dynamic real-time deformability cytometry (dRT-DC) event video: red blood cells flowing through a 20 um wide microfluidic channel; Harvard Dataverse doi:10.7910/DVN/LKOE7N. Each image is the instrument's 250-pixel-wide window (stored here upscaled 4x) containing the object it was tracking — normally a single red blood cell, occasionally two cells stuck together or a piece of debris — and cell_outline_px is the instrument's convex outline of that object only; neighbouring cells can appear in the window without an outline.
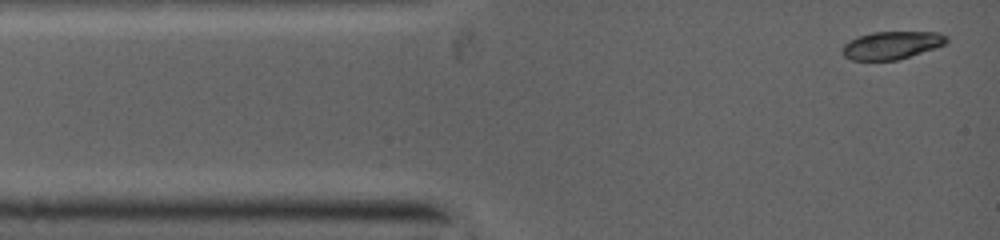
{"species": "common noctule bat (a hibernating species)", "species_latin": "Nyctalus noctula", "temperature_condition": "warm", "stored_images_in_passage": 48, "camera_frame_rate_fps": 5000, "um_per_image_px": 0.085, "animal": {"sex": "female", "body_mass_g": 19.0, "forearm_length_mm": 53.3}, "frame": {"image": 1, "passage_image": 1, "time_ms": 0.0, "image_size_px": [1000, 240], "cell_outline_px": [[948, 40], [944, 44], [896, 60], [852, 60], [844, 56], [840, 52], [840, 48], [844, 44], [860, 36], [872, 32], [936, 32], [948, 36]], "centroid_in_image_um": [75.74, 3.84], "position_along_channel_um": 9.3, "area_um2": 16.59}}
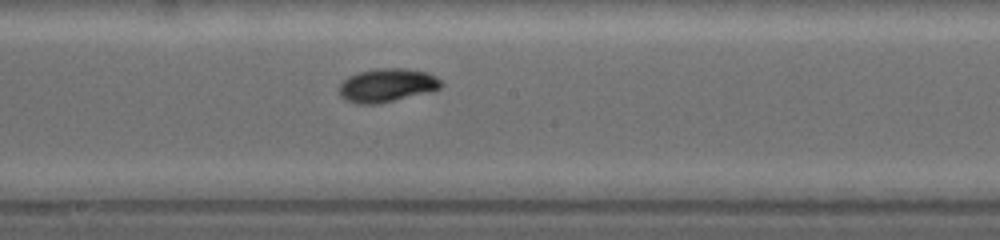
{"frame": {"image": 2, "passage_image": 28, "time_ms": 5.8, "image_size_px": [1000, 240], "cell_outline_px": [[444, 84], [440, 88], [376, 104], [364, 104], [348, 100], [340, 96], [340, 84], [344, 80], [360, 72], [384, 68], [400, 68], [424, 72], [440, 80]], "centroid_in_image_um": [32.87, 7.24], "position_along_channel_um": 215.3, "area_um2": 18.9}}
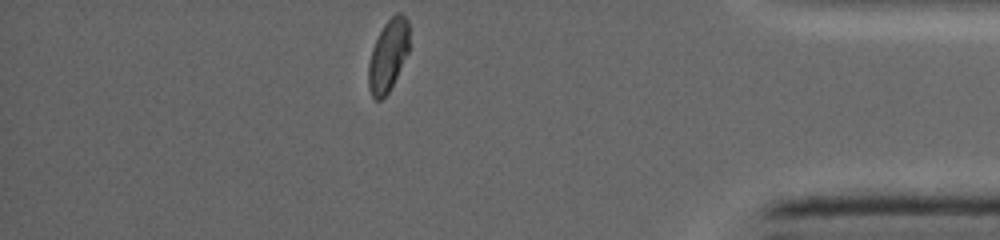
{"frame": {"image": 3, "passage_image": 48, "time_ms": 10.8, "image_size_px": [1000, 240], "cell_outline_px": [[408, 52], [388, 92], [380, 100], [376, 100], [372, 96], [368, 88], [368, 64], [372, 48], [384, 24], [396, 12], [400, 12], [408, 20]], "centroid_in_image_um": [32.97, 4.71], "position_along_channel_um": 402.2, "area_um2": 16.76}}